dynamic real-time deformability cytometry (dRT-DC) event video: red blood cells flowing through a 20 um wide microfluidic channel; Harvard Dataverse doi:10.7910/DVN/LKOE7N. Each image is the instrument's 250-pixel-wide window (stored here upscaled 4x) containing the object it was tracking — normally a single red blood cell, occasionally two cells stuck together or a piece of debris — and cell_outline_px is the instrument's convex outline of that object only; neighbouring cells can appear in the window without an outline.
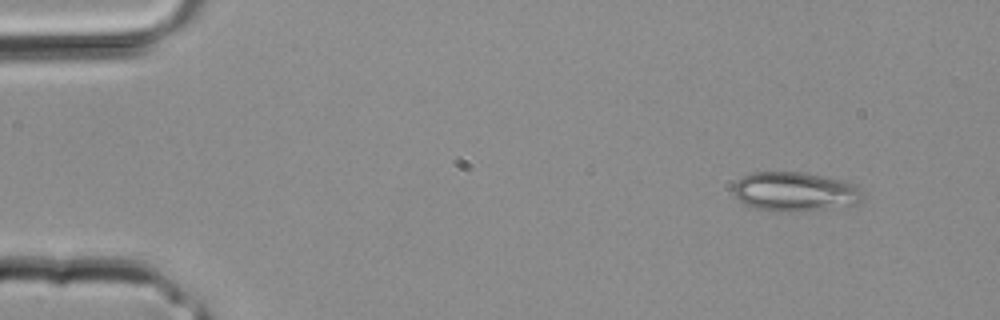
{"species": "common noctule bat (a hibernating species)", "species_latin": "Nyctalus noctula", "temperature_condition": "room temperature", "stored_images_in_passage": 3, "camera_frame_rate_fps": 3000, "um_per_image_px": 0.085, "animal": {"sex": "male", "body_mass_g": 20.4}, "frame": {"image": 1, "passage_image": 1, "time_ms": 0.0, "image_size_px": [1000, 320], "cell_outline_px": [[860, 200], [856, 204], [800, 212], [788, 212], [756, 208], [744, 204], [732, 192], [732, 184], [740, 176], [752, 172], [800, 172], [840, 180], [852, 184], [856, 188], [860, 196]], "centroid_in_image_um": [67.44, 16.29], "position_along_channel_um": 17.6, "area_um2": 29.25}}